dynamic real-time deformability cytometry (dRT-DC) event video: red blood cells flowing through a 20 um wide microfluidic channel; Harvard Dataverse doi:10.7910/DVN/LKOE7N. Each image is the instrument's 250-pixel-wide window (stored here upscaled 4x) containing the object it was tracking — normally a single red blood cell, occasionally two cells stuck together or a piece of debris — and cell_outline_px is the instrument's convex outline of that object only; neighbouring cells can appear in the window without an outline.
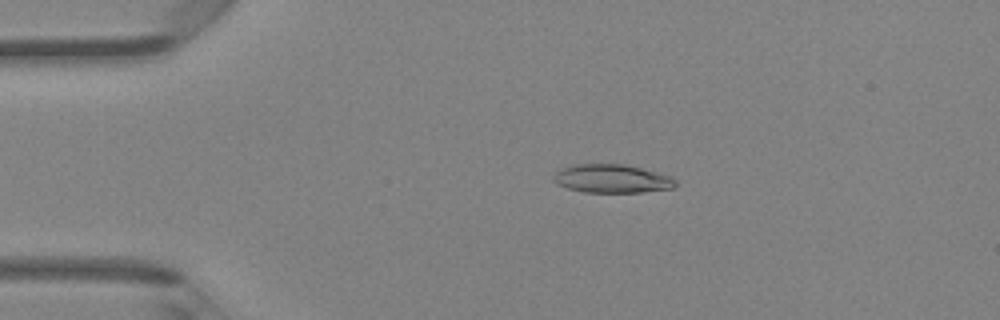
{"species": "Egyptian fruit bat (a non-hibernating species)", "species_latin": "Rousettus aegyptiacus", "temperature_condition": "room temperature", "stored_images_in_passage": 45, "camera_frame_rate_fps": 3000, "um_per_image_px": 0.085, "animal": {"sex": "female"}, "frame": {"image": 1, "passage_image": 8, "time_ms": 2.333, "image_size_px": [1000, 320], "cell_outline_px": [[676, 184], [672, 188], [640, 192], [584, 192], [568, 188], [556, 184], [552, 180], [552, 176], [560, 168], [572, 164], [624, 164], [672, 176], [676, 180]], "centroid_in_image_um": [51.96, 15.18], "position_along_channel_um": 33.0, "area_um2": 20.29}}
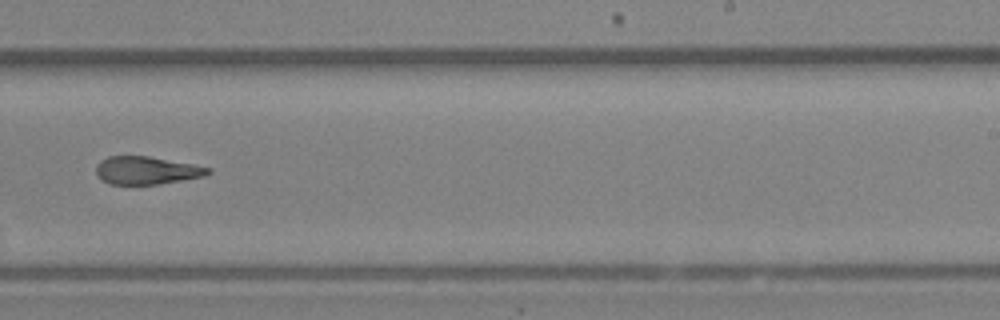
{"frame": {"image": 2, "passage_image": 28, "time_ms": 9.0, "image_size_px": [1000, 320], "cell_outline_px": [[212, 172], [204, 176], [160, 184], [112, 184], [104, 180], [96, 172], [96, 164], [100, 160], [108, 156], [148, 156], [192, 164], [212, 168]], "centroid_in_image_um": [12.48, 14.47], "position_along_channel_um": 276.5, "area_um2": 18.03}}
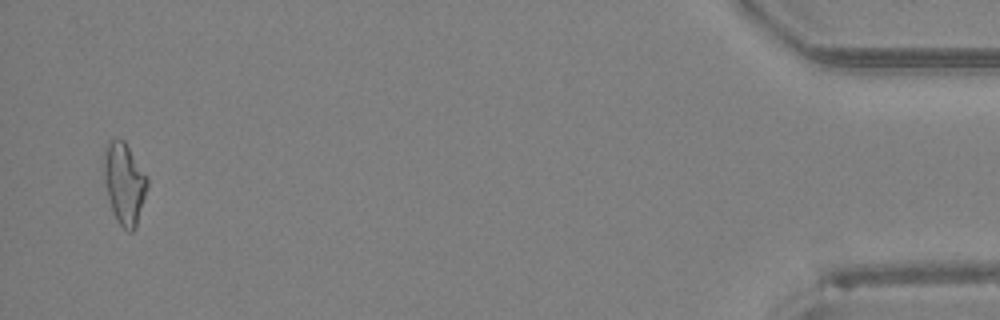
{"frame": {"image": 3, "passage_image": 44, "time_ms": 14.333, "image_size_px": [1000, 320], "cell_outline_px": [[148, 184], [136, 228], [132, 232], [128, 232], [116, 220], [112, 212], [104, 180], [104, 148], [112, 140], [124, 140], [148, 176]], "centroid_in_image_um": [10.58, 15.61], "position_along_channel_um": 424.6, "area_um2": 20.52}, "authors_computed_cell_mechanics": {"area_um2": 19.363, "velocity_mm_per_s": 4.3442, "shape_relaxation_time_tau1_ms": null, "shape_relaxation_time_tau2_ms": 3.6504, "deformation_change_tau1": null, "deformation_change_tau2": 0.1341}}